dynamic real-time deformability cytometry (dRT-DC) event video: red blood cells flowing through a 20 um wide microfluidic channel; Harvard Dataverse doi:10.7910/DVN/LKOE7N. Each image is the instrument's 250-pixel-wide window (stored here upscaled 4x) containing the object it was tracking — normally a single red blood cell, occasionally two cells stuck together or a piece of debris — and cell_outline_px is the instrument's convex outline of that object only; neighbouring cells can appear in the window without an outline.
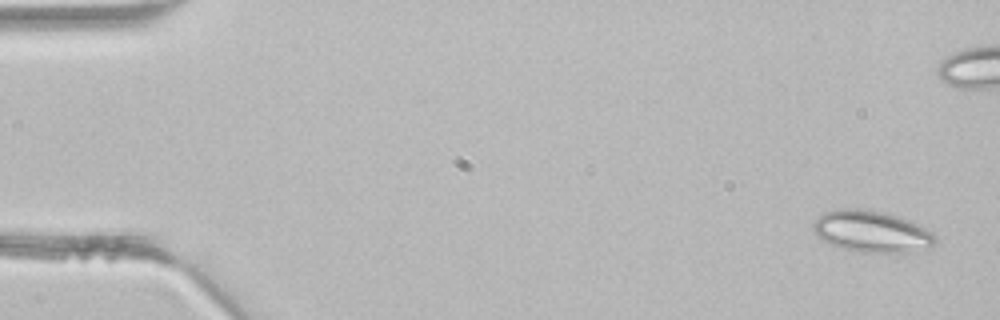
{"species": "common noctule bat (a hibernating species)", "species_latin": "Nyctalus noctula", "temperature_condition": "room temperature", "stored_images_in_passage": 4, "camera_frame_rate_fps": 3000, "um_per_image_px": 0.085, "animal": {"sex": "male", "body_mass_g": 21.5, "forearm_length_mm": 52.0}, "frame": {"image": 1, "passage_image": 1, "time_ms": 0.0, "image_size_px": [1000, 320], "cell_outline_px": [[936, 240], [932, 248], [928, 252], [860, 252], [840, 248], [820, 240], [812, 228], [812, 224], [824, 212], [840, 208], [856, 208], [884, 212], [900, 216], [920, 224], [932, 232], [936, 236]], "centroid_in_image_um": [74.15, 19.69], "position_along_channel_um": 10.8, "area_um2": 30.23}}